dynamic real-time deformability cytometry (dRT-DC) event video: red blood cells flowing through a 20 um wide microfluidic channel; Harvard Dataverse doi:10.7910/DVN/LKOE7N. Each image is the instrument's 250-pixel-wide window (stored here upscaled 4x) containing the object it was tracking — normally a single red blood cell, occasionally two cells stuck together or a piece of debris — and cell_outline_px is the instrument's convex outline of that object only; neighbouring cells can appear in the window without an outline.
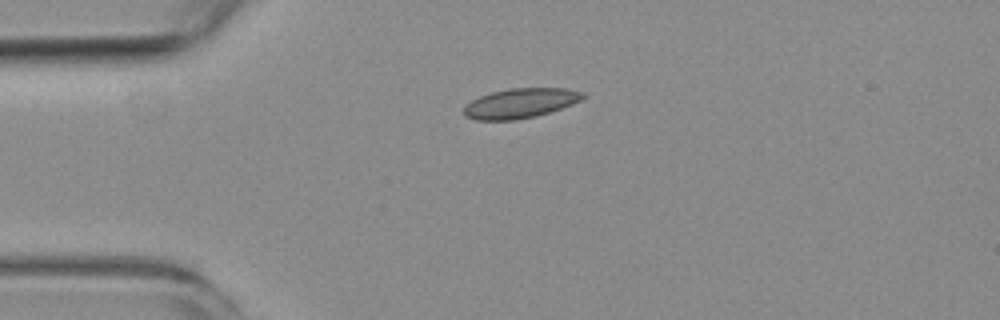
{"species": "common noctule bat (a hibernating species)", "species_latin": "Nyctalus noctula", "temperature_condition": "room temperature", "stored_images_in_passage": 2, "camera_frame_rate_fps": 3000, "um_per_image_px": 0.085, "animal": {"sex": "female", "body_mass_g": 19.3, "forearm_length_mm": 54.1}, "frame": {"image": 1, "passage_image": 1, "time_ms": 0.0, "image_size_px": [1000, 320], "cell_outline_px": [[584, 96], [580, 100], [572, 104], [536, 116], [516, 120], [476, 120], [464, 116], [464, 108], [472, 100], [480, 96], [492, 92], [508, 88], [568, 88], [584, 92]], "centroid_in_image_um": [44.22, 8.77], "position_along_channel_um": 40.8, "area_um2": 20.52}}